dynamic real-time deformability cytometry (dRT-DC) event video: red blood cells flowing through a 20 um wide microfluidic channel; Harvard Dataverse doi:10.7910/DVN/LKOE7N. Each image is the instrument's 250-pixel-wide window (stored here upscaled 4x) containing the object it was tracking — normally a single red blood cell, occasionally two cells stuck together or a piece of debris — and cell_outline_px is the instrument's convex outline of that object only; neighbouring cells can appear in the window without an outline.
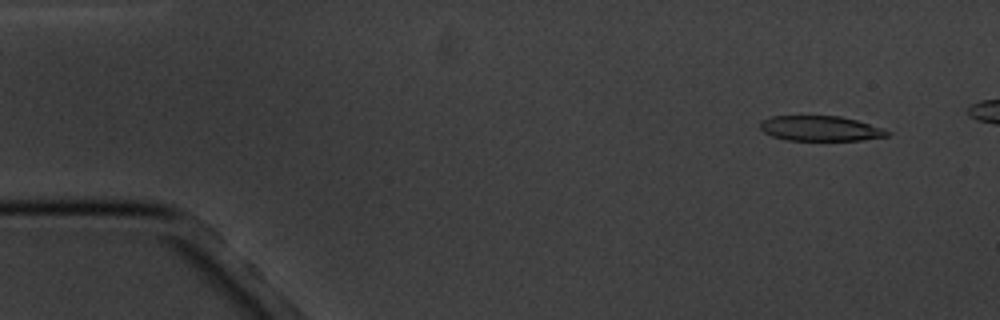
{"species": "common noctule bat (a hibernating species)", "species_latin": "Nyctalus noctula", "temperature_condition": "cold", "stored_images_in_passage": 5, "camera_frame_rate_fps": 3000, "um_per_image_px": 0.085, "animal": {"sex": "male", "body_mass_g": 20.1, "forearm_length_mm": 53.5}, "frame": {"image": 1, "passage_image": 2, "time_ms": 1.0, "image_size_px": [1000, 320], "cell_outline_px": [[892, 132], [888, 136], [860, 140], [784, 140], [772, 136], [764, 132], [760, 128], [760, 120], [772, 116], [840, 116], [856, 120], [884, 128]], "centroid_in_image_um": [69.73, 10.92], "position_along_channel_um": 15.3, "area_um2": 18.67}}